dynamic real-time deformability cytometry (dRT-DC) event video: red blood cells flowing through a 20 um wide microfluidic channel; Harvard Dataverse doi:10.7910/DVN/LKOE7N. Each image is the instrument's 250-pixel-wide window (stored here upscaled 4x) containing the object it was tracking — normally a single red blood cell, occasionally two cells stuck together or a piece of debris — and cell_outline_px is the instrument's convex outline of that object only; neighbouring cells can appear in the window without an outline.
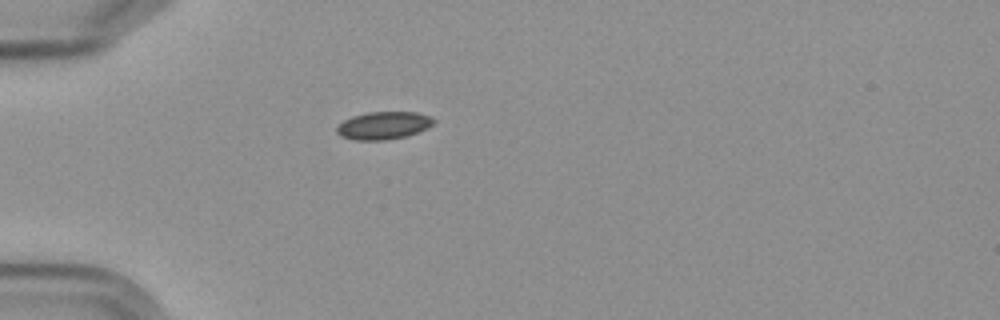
{"species": "Egyptian fruit bat (a non-hibernating species)", "species_latin": "Rousettus aegyptiacus", "temperature_condition": "cold", "stored_images_in_passage": 1, "camera_frame_rate_fps": 3000, "um_per_image_px": 0.085, "frame": {"image": 1, "passage_image": 1, "time_ms": 0.0, "image_size_px": [1000, 320], "cell_outline_px": [[436, 120], [428, 128], [404, 136], [384, 140], [356, 140], [340, 136], [336, 132], [336, 128], [344, 120], [352, 116], [368, 112], [416, 112], [432, 116]], "centroid_in_image_um": [32.6, 10.65], "position_along_channel_um": 52.4, "area_um2": 15.55}}